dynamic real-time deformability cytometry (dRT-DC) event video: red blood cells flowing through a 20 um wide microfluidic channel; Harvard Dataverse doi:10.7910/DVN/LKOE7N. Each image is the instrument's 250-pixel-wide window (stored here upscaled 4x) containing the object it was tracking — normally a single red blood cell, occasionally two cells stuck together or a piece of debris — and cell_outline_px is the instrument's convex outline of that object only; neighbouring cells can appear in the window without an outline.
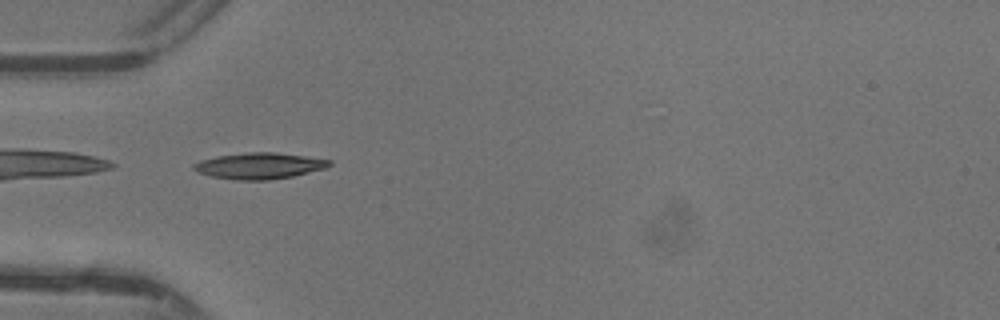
{"species": "common noctule bat (a hibernating species)", "species_latin": "Nyctalus noctula", "temperature_condition": "warm", "stored_images_in_passage": 33, "camera_frame_rate_fps": 3000, "um_per_image_px": 0.085, "animal": {"sex": "female"}, "frame": {"image": 1, "passage_image": 1, "time_ms": 0.0, "image_size_px": [1000, 320], "cell_outline_px": [[332, 164], [324, 168], [292, 176], [268, 180], [240, 180], [212, 176], [196, 172], [192, 168], [192, 164], [200, 160], [216, 156], [248, 152], [276, 152], [332, 160]], "centroid_in_image_um": [22.0, 14.08], "position_along_channel_um": 63.0, "area_um2": 20.58}}
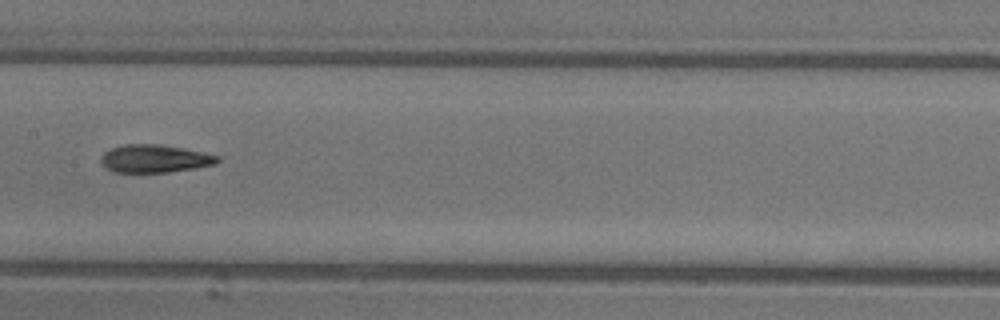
{"frame": {"image": 2, "passage_image": 10, "time_ms": 3.0, "image_size_px": [1000, 320], "cell_outline_px": [[220, 160], [216, 164], [196, 168], [168, 172], [112, 172], [104, 168], [100, 160], [100, 156], [104, 152], [112, 148], [124, 144], [160, 144], [184, 148], [220, 156]], "centroid_in_image_um": [13.13, 13.48], "position_along_channel_um": 194.3, "area_um2": 19.13}}
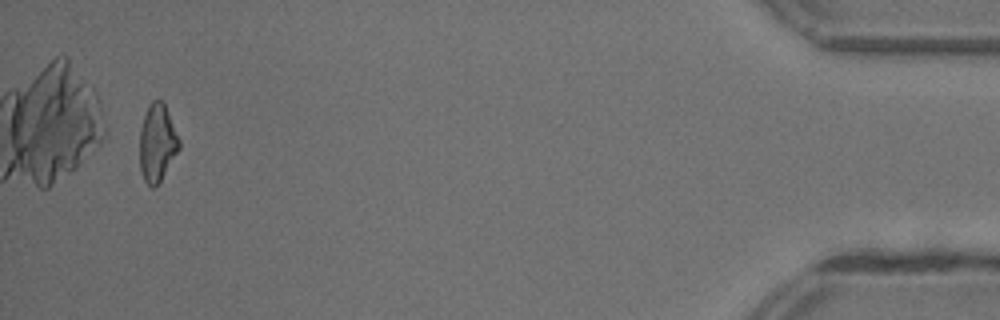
{"frame": {"image": 3, "passage_image": 31, "time_ms": 10.0, "image_size_px": [1000, 320], "cell_outline_px": [[180, 148], [160, 180], [152, 188], [144, 180], [140, 172], [140, 128], [148, 104], [152, 100], [160, 100], [164, 104], [180, 140]], "centroid_in_image_um": [13.35, 12.13], "position_along_channel_um": 421.9, "area_um2": 17.57}, "authors_computed_cell_mechanics": {"area_um2": 18.6116, "velocity_mm_per_s": 4.4269, "shape_relaxation_time_tau1_ms": 6.5621, "shape_relaxation_time_tau2_ms": 3.1064, "deformation_change_tau1": 0.2181, "deformation_change_tau2": 0.122}}